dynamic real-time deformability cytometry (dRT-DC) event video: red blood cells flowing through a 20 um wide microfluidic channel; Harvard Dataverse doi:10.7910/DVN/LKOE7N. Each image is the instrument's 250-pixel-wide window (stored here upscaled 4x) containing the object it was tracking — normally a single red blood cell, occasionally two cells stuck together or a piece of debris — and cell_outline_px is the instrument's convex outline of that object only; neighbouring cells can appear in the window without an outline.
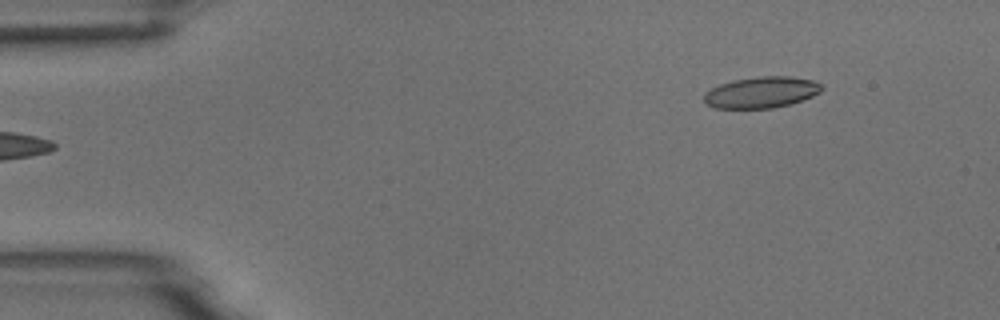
{"species": "common noctule bat (a hibernating species)", "species_latin": "Nyctalus noctula", "temperature_condition": "room temperature", "stored_images_in_passage": 5, "segment_of_instrument_passage": [2, 2], "camera_frame_rate_fps": 3000, "um_per_image_px": 0.085, "animal": {"sex": "male", "body_mass_g": 18.8}, "frame": {"image": 1, "passage_image": 5, "time_ms": 5.333, "image_size_px": [1000, 320], "cell_outline_px": [[824, 88], [820, 92], [812, 96], [792, 104], [772, 108], [716, 108], [708, 104], [704, 100], [704, 92], [720, 84], [732, 80], [760, 76], [788, 76], [816, 80]], "centroid_in_image_um": [64.75, 7.84], "position_along_channel_um": 20.3, "area_um2": 21.5}}